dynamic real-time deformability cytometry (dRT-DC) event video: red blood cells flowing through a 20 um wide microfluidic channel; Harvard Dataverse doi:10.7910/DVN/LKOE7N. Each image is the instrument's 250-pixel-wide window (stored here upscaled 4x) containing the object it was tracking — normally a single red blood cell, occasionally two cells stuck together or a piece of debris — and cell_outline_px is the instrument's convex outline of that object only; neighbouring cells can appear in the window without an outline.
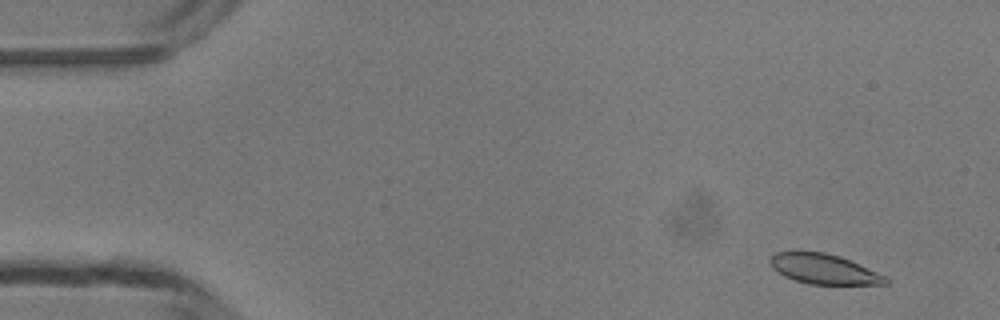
{"species": "common noctule bat (a hibernating species)", "species_latin": "Nyctalus noctula", "temperature_condition": "room temperature", "stored_images_in_passage": 5, "camera_frame_rate_fps": 3000, "um_per_image_px": 0.085, "animal": {"sex": "male", "body_mass_g": 13.3}, "frame": {"image": 1, "passage_image": 2, "time_ms": 1.0, "image_size_px": [1000, 320], "cell_outline_px": [[888, 284], [808, 284], [784, 276], [772, 268], [768, 260], [776, 252], [824, 252], [840, 256], [888, 276]], "centroid_in_image_um": [70.04, 22.87], "position_along_channel_um": 15.0, "area_um2": 20.11}}
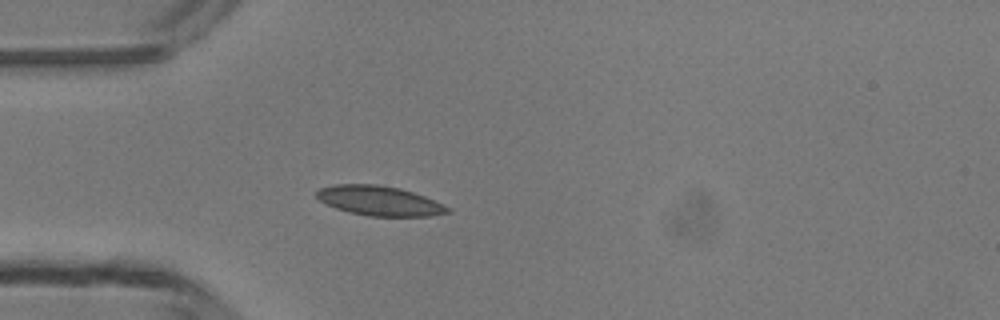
{"frame": {"image": 2, "passage_image": 5, "time_ms": 4.333, "image_size_px": [1000, 320], "cell_outline_px": [[452, 212], [428, 216], [368, 216], [348, 212], [336, 208], [320, 200], [316, 196], [316, 192], [320, 188], [332, 184], [376, 184], [400, 188], [424, 196], [444, 204], [452, 208]], "centroid_in_image_um": [32.27, 17.06], "position_along_channel_um": 52.7, "area_um2": 22.72}}